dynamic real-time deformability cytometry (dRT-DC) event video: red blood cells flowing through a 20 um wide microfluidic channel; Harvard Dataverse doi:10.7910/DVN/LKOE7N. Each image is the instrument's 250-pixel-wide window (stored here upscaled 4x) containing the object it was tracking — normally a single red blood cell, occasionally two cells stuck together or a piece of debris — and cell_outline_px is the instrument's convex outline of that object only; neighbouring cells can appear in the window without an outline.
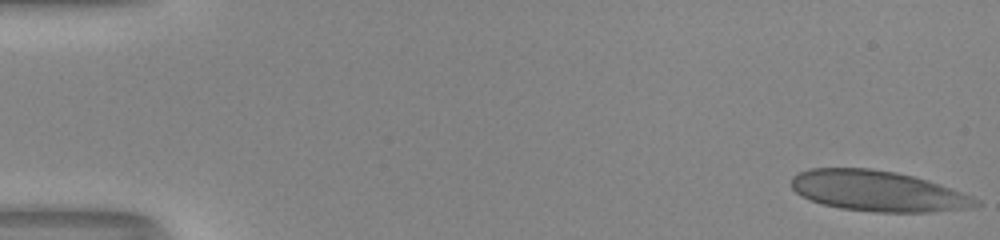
{"species": "human", "species_latin": "Homo sapiens", "temperature_condition": "room temperature", "stored_images_in_passage": 52, "camera_frame_rate_fps": 3000, "um_per_image_px": 0.085, "donor": {"sex": "male"}, "frame": {"image": 1, "passage_image": 1, "time_ms": 0.0, "image_size_px": [1000, 240], "cell_outline_px": [[980, 204], [964, 208], [928, 212], [876, 212], [840, 208], [824, 204], [812, 200], [796, 192], [792, 188], [792, 176], [808, 168], [868, 168], [896, 172], [912, 176], [972, 196], [980, 200]], "centroid_in_image_um": [74.56, 16.23], "position_along_channel_um": 10.4, "area_um2": 42.89}}
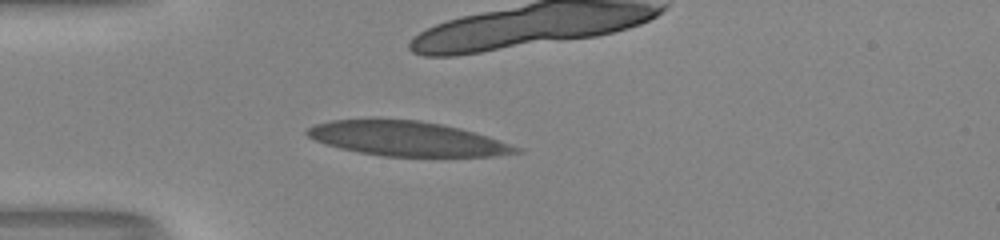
{"frame": {"image": 2, "passage_image": 15, "time_ms": 4.667, "image_size_px": [1000, 240], "cell_outline_px": [[524, 152], [496, 156], [384, 156], [360, 152], [340, 148], [324, 144], [308, 136], [304, 132], [308, 128], [316, 124], [332, 120], [420, 120], [460, 128], [488, 136], [524, 148]], "centroid_in_image_um": [34.67, 11.8], "position_along_channel_um": 50.3, "area_um2": 41.79}}
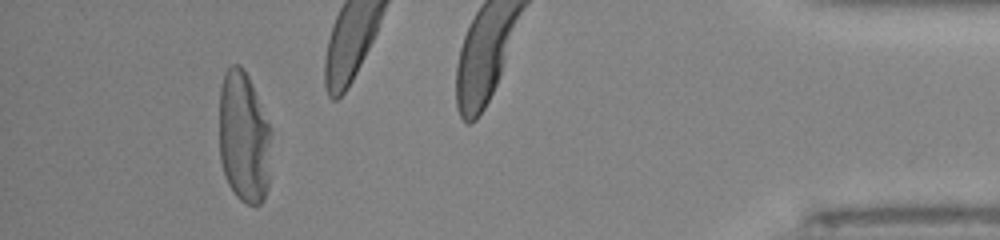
{"frame": {"image": 3, "passage_image": 48, "time_ms": 15.667, "image_size_px": [1000, 240], "cell_outline_px": [[272, 132], [268, 188], [264, 200], [260, 204], [248, 204], [240, 200], [236, 196], [228, 184], [224, 176], [220, 160], [220, 88], [224, 72], [232, 64], [240, 64], [244, 68], [252, 84], [272, 128]], "centroid_in_image_um": [20.74, 11.67], "position_along_channel_um": 414.5, "area_um2": 40.63}, "authors_computed_cell_mechanics": {"area_um2": 42.0495, "velocity_mm_per_s": 4.0184, "shape_relaxation_time_tau1_ms": 7.2861, "shape_relaxation_time_tau2_ms": 0.8784, "deformation_change_tau1": 0.2907, "deformation_change_tau2": 0.1004}}